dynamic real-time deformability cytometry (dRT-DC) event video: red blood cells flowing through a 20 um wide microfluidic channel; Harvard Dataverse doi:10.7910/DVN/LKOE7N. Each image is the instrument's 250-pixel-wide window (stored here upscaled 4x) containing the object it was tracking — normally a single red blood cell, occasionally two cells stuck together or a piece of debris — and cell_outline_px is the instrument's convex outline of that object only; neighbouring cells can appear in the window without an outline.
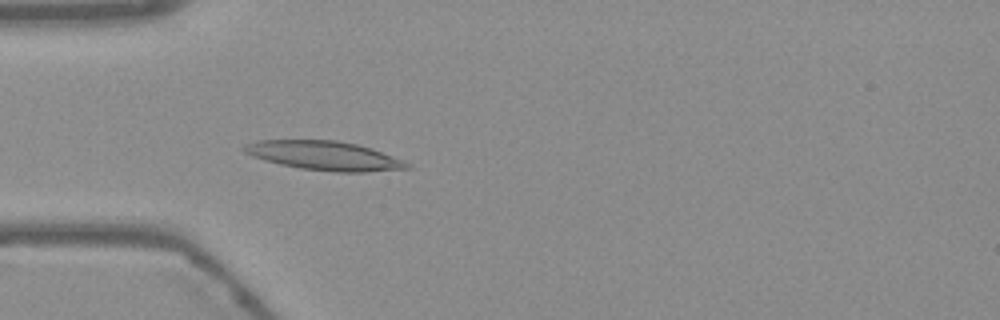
{"species": "Egyptian fruit bat (a non-hibernating species)", "species_latin": "Rousettus aegyptiacus", "temperature_condition": "warm", "stored_images_in_passage": 54, "camera_frame_rate_fps": 3000, "um_per_image_px": 0.085, "frame": {"image": 1, "passage_image": 16, "time_ms": 5.0, "image_size_px": [1000, 320], "cell_outline_px": [[412, 168], [364, 172], [336, 172], [300, 168], [280, 164], [264, 160], [252, 156], [244, 152], [240, 148], [244, 144], [256, 140], [336, 140], [356, 144], [372, 148], [404, 160]], "centroid_in_image_um": [27.54, 13.22], "position_along_channel_um": 57.5, "area_um2": 27.69}}
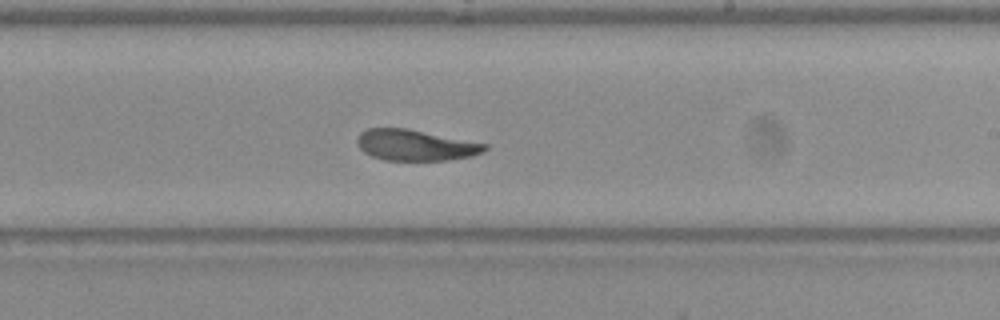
{"frame": {"image": 2, "passage_image": 32, "time_ms": 10.333, "image_size_px": [1000, 320], "cell_outline_px": [[488, 148], [484, 152], [472, 156], [448, 160], [384, 160], [372, 156], [364, 152], [356, 144], [356, 136], [360, 132], [368, 128], [408, 128], [488, 144]], "centroid_in_image_um": [35.3, 12.33], "position_along_channel_um": 253.7, "area_um2": 23.24}}
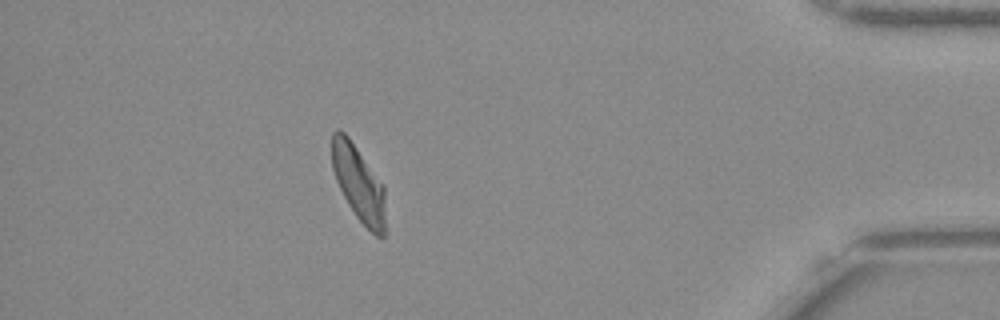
{"frame": {"image": 3, "passage_image": 48, "time_ms": 15.667, "image_size_px": [1000, 320], "cell_outline_px": [[384, 236], [376, 236], [356, 216], [348, 204], [336, 180], [332, 168], [332, 132], [336, 128], [340, 128], [348, 136], [384, 184]], "centroid_in_image_um": [30.46, 15.53], "position_along_channel_um": 404.7, "area_um2": 23.41}, "authors_computed_cell_mechanics": {"area_um2": 24.6806, "velocity_mm_per_s": 3.7436, "shape_relaxation_time_tau1_ms": 5.4839, "shape_relaxation_time_tau2_ms": 1.7876, "deformation_change_tau1": 0.1812, "deformation_change_tau2": 0.0738}}